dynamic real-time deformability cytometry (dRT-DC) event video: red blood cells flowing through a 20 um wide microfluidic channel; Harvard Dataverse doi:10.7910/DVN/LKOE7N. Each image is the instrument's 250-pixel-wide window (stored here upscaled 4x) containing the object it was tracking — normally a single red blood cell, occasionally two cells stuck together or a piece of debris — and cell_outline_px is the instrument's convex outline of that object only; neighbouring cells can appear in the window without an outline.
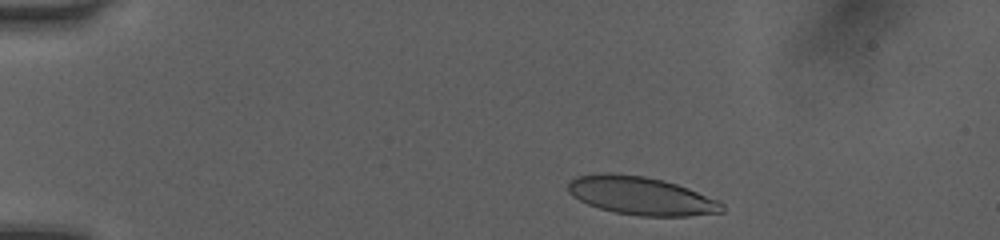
{"species": "human", "species_latin": "Homo sapiens", "temperature_condition": "room temperature", "stored_images_in_passage": 44, "camera_frame_rate_fps": 3000, "um_per_image_px": 0.085, "donor": {"sex": "female"}, "frame": {"image": 1, "passage_image": 3, "time_ms": 0.667, "image_size_px": [1000, 240], "cell_outline_px": [[724, 212], [688, 216], [640, 216], [616, 212], [600, 208], [588, 204], [572, 196], [568, 192], [568, 184], [576, 176], [600, 172], [612, 172], [644, 176], [664, 180], [688, 188], [720, 200], [724, 204]], "centroid_in_image_um": [54.51, 16.63], "position_along_channel_um": 30.5, "area_um2": 34.51}}
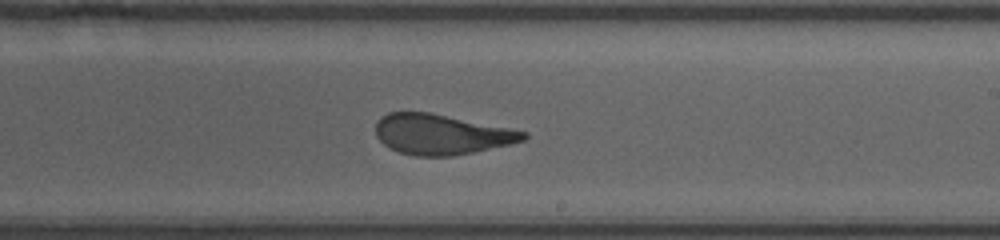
{"frame": {"image": 2, "passage_image": 25, "time_ms": 8.0, "image_size_px": [1000, 240], "cell_outline_px": [[528, 136], [524, 140], [508, 144], [472, 152], [452, 156], [416, 156], [400, 152], [388, 148], [376, 136], [376, 120], [380, 116], [388, 112], [428, 112], [528, 132]], "centroid_in_image_um": [37.45, 11.42], "position_along_channel_um": 251.6, "area_um2": 34.33}}
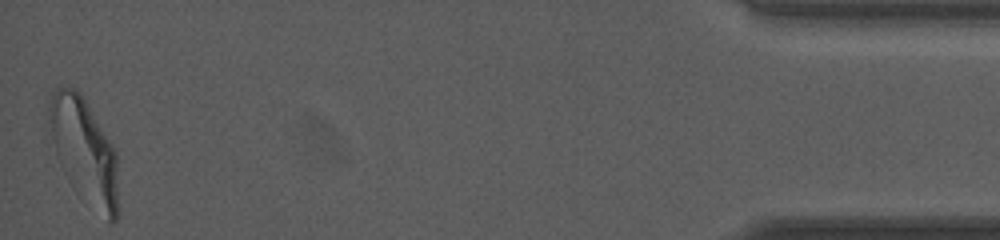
{"frame": {"image": 3, "passage_image": 44, "time_ms": 14.333, "image_size_px": [1000, 240], "cell_outline_px": [[116, 220], [112, 224], [108, 224], [56, 152], [44, 128], [48, 92], [60, 84], [76, 88], [80, 92], [112, 144], [116, 152]], "centroid_in_image_um": [7.06, 12.52], "position_along_channel_um": 428.1, "area_um2": 40.75}, "authors_computed_cell_mechanics": {"area_um2": 36.0383, "velocity_mm_per_s": 4.0608, "shape_relaxation_time_tau1_ms": 5.0267, "shape_relaxation_time_tau2_ms": 0.9216, "deformation_change_tau1": 0.1829, "deformation_change_tau2": 0.0761}}